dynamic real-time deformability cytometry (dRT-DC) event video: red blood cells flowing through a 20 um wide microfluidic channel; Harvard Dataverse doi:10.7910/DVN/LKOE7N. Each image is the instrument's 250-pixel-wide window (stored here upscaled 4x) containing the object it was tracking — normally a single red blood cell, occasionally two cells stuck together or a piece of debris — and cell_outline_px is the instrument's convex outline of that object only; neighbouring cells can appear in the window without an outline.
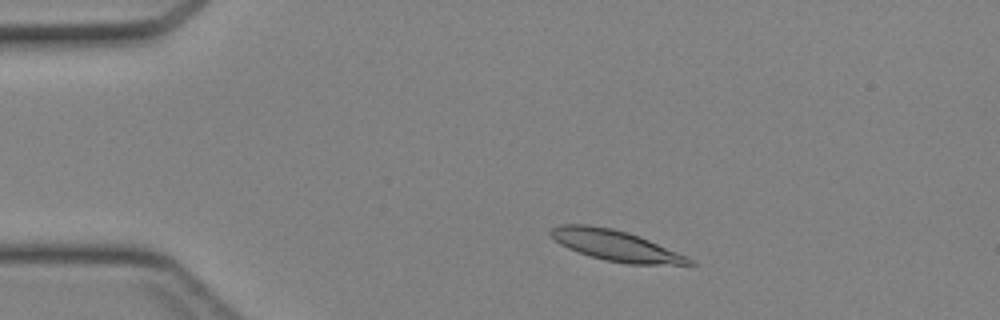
{"species": "Egyptian fruit bat (a non-hibernating species)", "species_latin": "Rousettus aegyptiacus", "temperature_condition": "cold", "stored_images_in_passage": 41, "camera_frame_rate_fps": 3000, "um_per_image_px": 0.085, "animal": {"sex": "female"}, "frame": {"image": 1, "passage_image": 5, "time_ms": 1.333, "image_size_px": [1000, 320], "cell_outline_px": [[696, 264], [628, 264], [604, 260], [568, 248], [560, 244], [548, 232], [552, 228], [560, 224], [588, 224], [612, 228], [628, 232], [640, 236], [688, 256]], "centroid_in_image_um": [52.33, 20.85], "position_along_channel_um": 32.7, "area_um2": 24.62}}
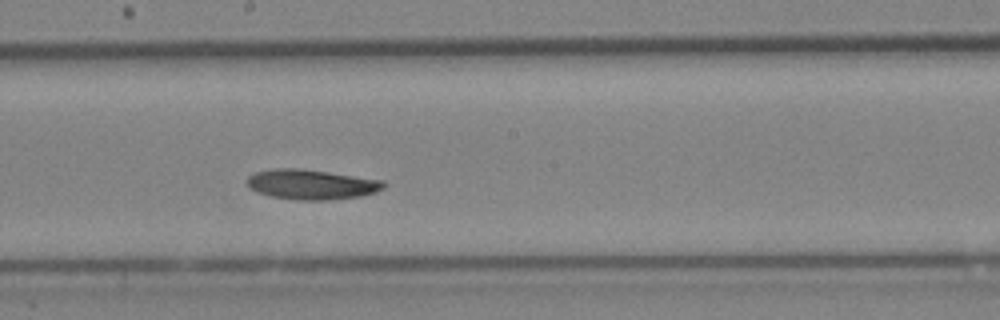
{"frame": {"image": 2, "passage_image": 21, "time_ms": 6.667, "image_size_px": [1000, 320], "cell_outline_px": [[388, 184], [384, 188], [376, 192], [360, 196], [332, 200], [300, 200], [272, 196], [256, 192], [248, 188], [248, 176], [256, 172], [272, 168], [300, 168], [384, 180]], "centroid_in_image_um": [26.5, 15.67], "position_along_channel_um": 221.7, "area_um2": 23.99}}
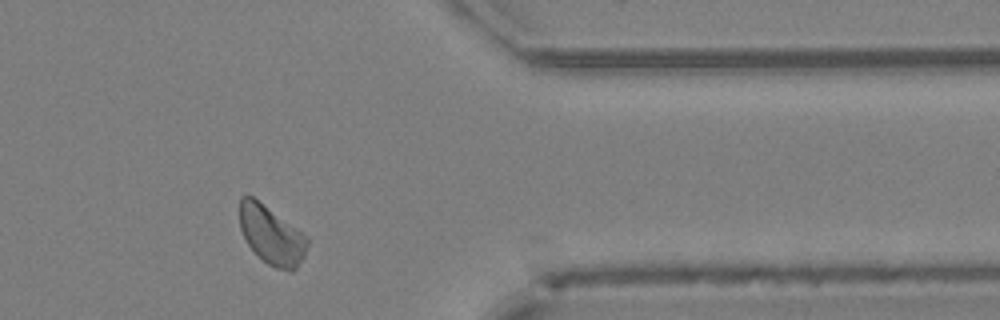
{"frame": {"image": 3, "passage_image": 33, "time_ms": 10.667, "image_size_px": [1000, 320], "cell_outline_px": [[308, 244], [304, 256], [296, 268], [292, 272], [276, 268], [268, 264], [248, 244], [240, 228], [240, 196], [252, 196], [308, 236]], "centroid_in_image_um": [23.09, 19.99], "position_along_channel_um": 388.3, "area_um2": 22.72}}